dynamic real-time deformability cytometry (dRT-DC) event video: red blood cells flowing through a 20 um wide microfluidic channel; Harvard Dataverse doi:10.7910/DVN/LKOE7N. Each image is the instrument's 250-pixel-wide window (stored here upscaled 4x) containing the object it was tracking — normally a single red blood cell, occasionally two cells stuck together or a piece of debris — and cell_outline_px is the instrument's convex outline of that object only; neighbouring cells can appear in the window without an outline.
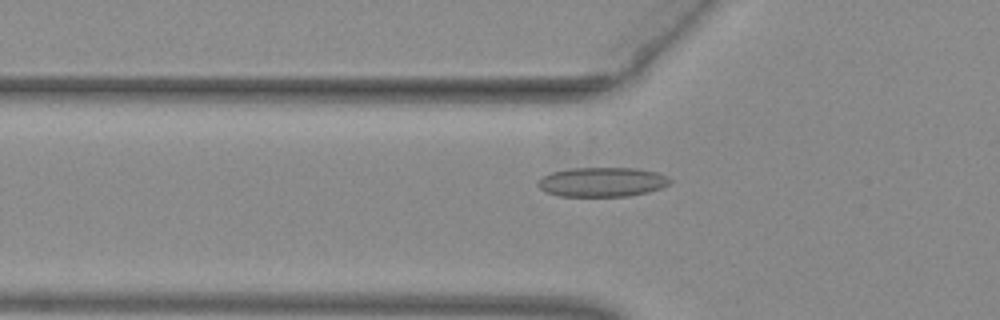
{"species": "common noctule bat (a hibernating species)", "species_latin": "Nyctalus noctula", "temperature_condition": "warm", "stored_images_in_passage": 53, "camera_frame_rate_fps": 3000, "um_per_image_px": 0.085, "animal": {"sex": "female", "body_mass_g": 29.2, "forearm_length_mm": 56.3}, "frame": {"image": 1, "passage_image": 19, "time_ms": 6.0, "image_size_px": [1000, 320], "cell_outline_px": [[672, 180], [668, 184], [660, 188], [648, 192], [628, 196], [560, 196], [544, 192], [536, 184], [544, 176], [552, 172], [572, 168], [636, 168], [656, 172], [668, 176]], "centroid_in_image_um": [51.18, 15.47], "position_along_channel_um": 74.6, "area_um2": 22.6}}
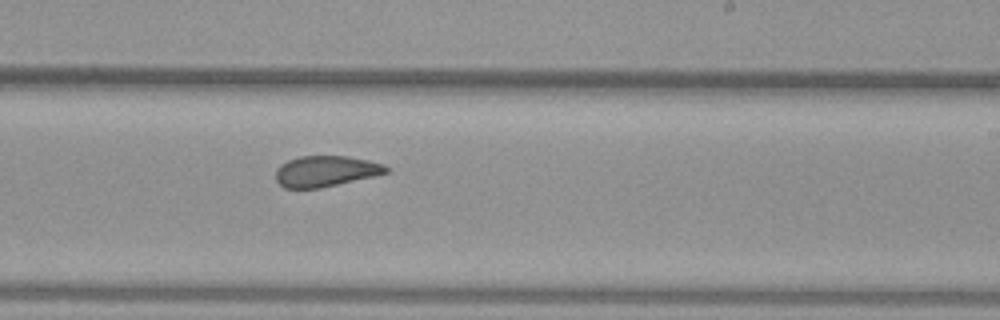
{"frame": {"image": 2, "passage_image": 33, "time_ms": 10.667, "image_size_px": [1000, 320], "cell_outline_px": [[388, 172], [372, 176], [320, 188], [284, 188], [276, 180], [276, 168], [280, 164], [288, 160], [300, 156], [348, 156], [368, 160], [384, 164], [388, 168]], "centroid_in_image_um": [27.65, 14.54], "position_along_channel_um": 261.4, "area_um2": 19.71}}
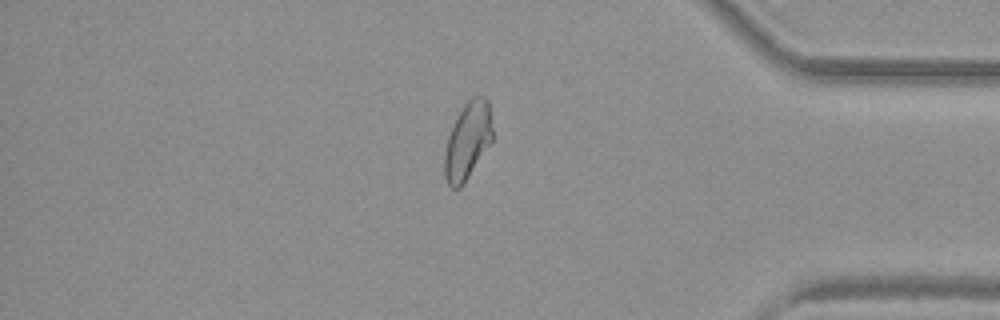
{"frame": {"image": 3, "passage_image": 45, "time_ms": 14.667, "image_size_px": [1000, 320], "cell_outline_px": [[492, 144], [464, 184], [460, 188], [452, 188], [448, 184], [444, 176], [444, 156], [448, 136], [464, 104], [472, 96], [484, 96], [488, 100], [492, 128]], "centroid_in_image_um": [39.77, 12.01], "position_along_channel_um": 395.4, "area_um2": 21.68}, "authors_computed_cell_mechanics": {"area_um2": 21.9062, "velocity_mm_per_s": 3.9948, "shape_relaxation_time_tau1_ms": null, "shape_relaxation_time_tau2_ms": 1.3307, "deformation_change_tau1": null, "deformation_change_tau2": 0.087}}